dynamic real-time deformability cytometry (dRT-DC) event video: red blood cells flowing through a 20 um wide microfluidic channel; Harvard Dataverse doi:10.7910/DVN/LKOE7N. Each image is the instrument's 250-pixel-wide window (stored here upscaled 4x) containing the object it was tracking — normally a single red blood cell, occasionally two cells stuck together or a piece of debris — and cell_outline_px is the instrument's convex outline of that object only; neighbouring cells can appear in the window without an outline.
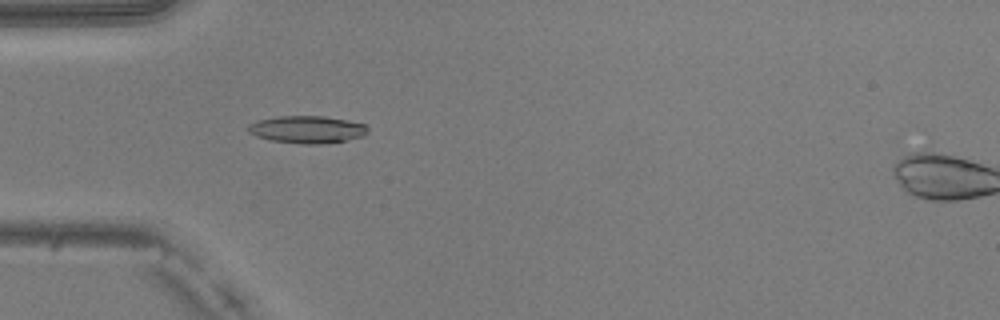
{"species": "common noctule bat (a hibernating species)", "species_latin": "Nyctalus noctula", "temperature_condition": "warm", "stored_images_in_passage": 47, "camera_frame_rate_fps": 3000, "um_per_image_px": 0.085, "animal": {"sex": "male", "body_mass_g": 20.5, "forearm_length_mm": 52.5}, "frame": {"image": 1, "passage_image": 12, "time_ms": 3.667, "image_size_px": [1000, 320], "cell_outline_px": [[368, 132], [364, 136], [348, 140], [324, 144], [300, 144], [272, 140], [256, 136], [248, 132], [248, 124], [256, 120], [276, 116], [324, 116], [348, 120], [364, 124], [368, 128]], "centroid_in_image_um": [26.11, 11.0], "position_along_channel_um": 58.9, "area_um2": 19.31}}
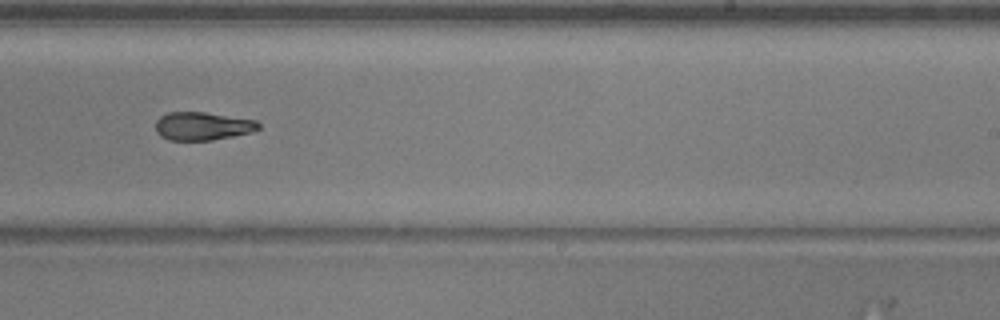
{"frame": {"image": 2, "passage_image": 28, "time_ms": 9.0, "image_size_px": [1000, 320], "cell_outline_px": [[260, 128], [252, 132], [212, 140], [168, 140], [160, 136], [156, 132], [156, 120], [160, 116], [168, 112], [204, 112], [256, 120], [260, 124]], "centroid_in_image_um": [17.2, 10.72], "position_along_channel_um": 271.8, "area_um2": 16.94}}
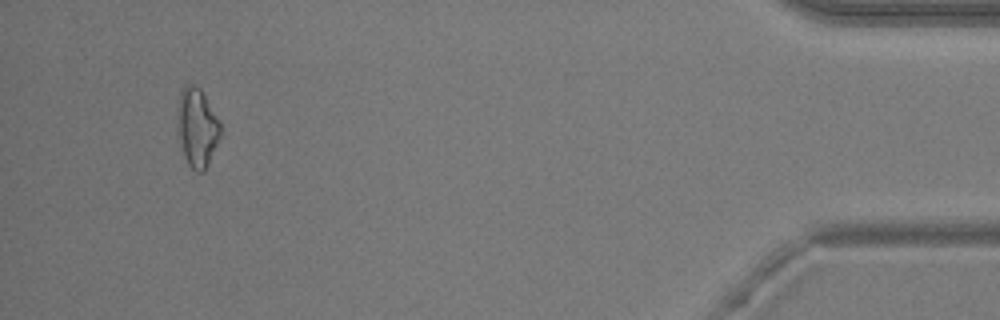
{"frame": {"image": 3, "passage_image": 44, "time_ms": 14.333, "image_size_px": [1000, 320], "cell_outline_px": [[220, 136], [208, 164], [204, 172], [196, 172], [188, 164], [184, 156], [176, 132], [176, 108], [180, 92], [184, 84], [192, 84], [200, 88], [220, 120]], "centroid_in_image_um": [16.71, 10.81], "position_along_channel_um": 418.5, "area_um2": 20.17}, "authors_computed_cell_mechanics": {"area_um2": 18.3226, "velocity_mm_per_s": 4.0553, "shape_relaxation_time_tau1_ms": 4.3247, "shape_relaxation_time_tau2_ms": 3.1342, "deformation_change_tau1": 0.1054, "deformation_change_tau2": 0.1148}}